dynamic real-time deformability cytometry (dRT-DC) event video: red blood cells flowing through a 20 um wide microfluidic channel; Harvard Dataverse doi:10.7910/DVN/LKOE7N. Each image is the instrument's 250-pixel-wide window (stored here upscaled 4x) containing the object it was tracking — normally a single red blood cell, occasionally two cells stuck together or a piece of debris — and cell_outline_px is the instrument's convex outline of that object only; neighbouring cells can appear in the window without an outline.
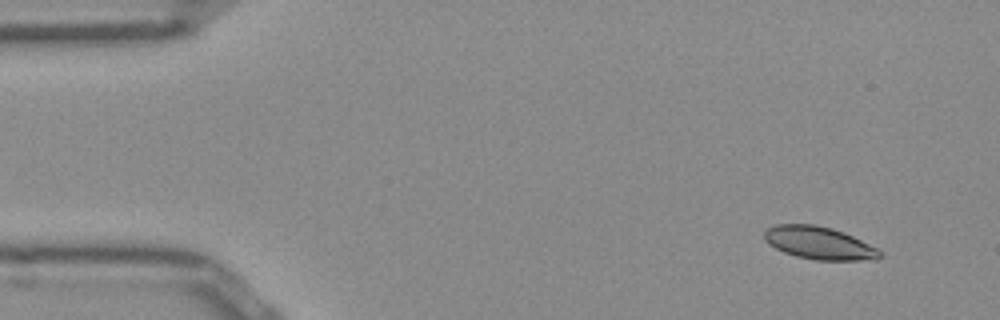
{"species": "Egyptian fruit bat (a non-hibernating species)", "species_latin": "Rousettus aegyptiacus", "temperature_condition": "room temperature", "stored_images_in_passage": 48, "camera_frame_rate_fps": 3000, "um_per_image_px": 0.085, "frame": {"image": 1, "passage_image": 1, "time_ms": 0.0, "image_size_px": [1000, 320], "cell_outline_px": [[880, 256], [876, 260], [816, 260], [796, 256], [784, 252], [776, 248], [764, 240], [764, 232], [768, 228], [776, 224], [816, 224], [832, 228], [844, 232], [876, 248], [880, 252]], "centroid_in_image_um": [69.6, 20.65], "position_along_channel_um": 15.4, "area_um2": 21.85}}
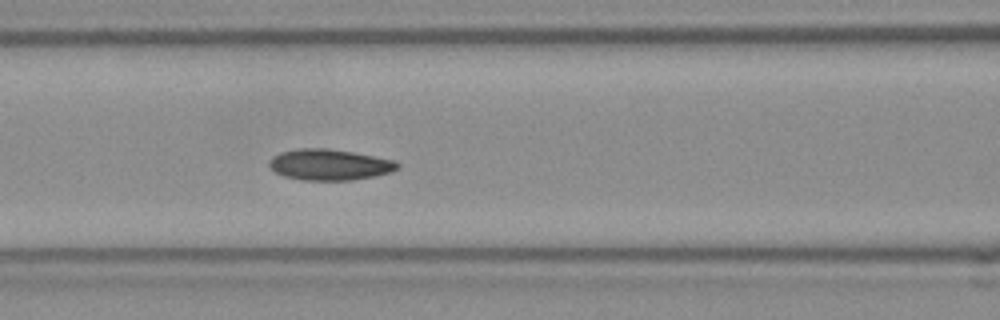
{"frame": {"image": 2, "passage_image": 18, "time_ms": 5.667, "image_size_px": [1000, 320], "cell_outline_px": [[400, 168], [392, 172], [352, 180], [300, 180], [284, 176], [276, 172], [268, 164], [272, 156], [280, 152], [300, 148], [324, 148], [352, 152], [392, 160], [400, 164]], "centroid_in_image_um": [27.99, 14.0], "position_along_channel_um": 138.6, "area_um2": 23.0}}
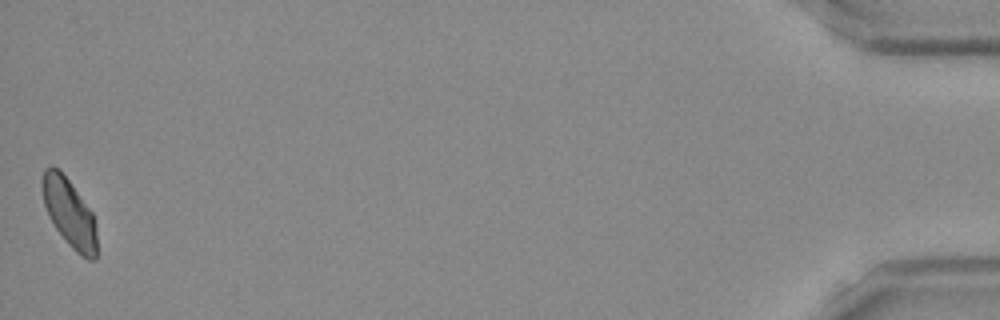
{"frame": {"image": 3, "passage_image": 48, "time_ms": 15.667, "image_size_px": [1000, 320], "cell_outline_px": [[96, 260], [88, 260], [80, 256], [68, 244], [56, 228], [44, 204], [40, 184], [40, 180], [44, 168], [52, 164], [68, 180], [92, 212], [96, 228]], "centroid_in_image_um": [5.87, 18.09], "position_along_channel_um": 429.3, "area_um2": 21.56}, "authors_computed_cell_mechanics": {"area_um2": 22.253, "velocity_mm_per_s": 3.9116, "shape_relaxation_time_tau1_ms": null, "shape_relaxation_time_tau2_ms": 2.9419, "deformation_change_tau1": null, "deformation_change_tau2": 0.0717}}